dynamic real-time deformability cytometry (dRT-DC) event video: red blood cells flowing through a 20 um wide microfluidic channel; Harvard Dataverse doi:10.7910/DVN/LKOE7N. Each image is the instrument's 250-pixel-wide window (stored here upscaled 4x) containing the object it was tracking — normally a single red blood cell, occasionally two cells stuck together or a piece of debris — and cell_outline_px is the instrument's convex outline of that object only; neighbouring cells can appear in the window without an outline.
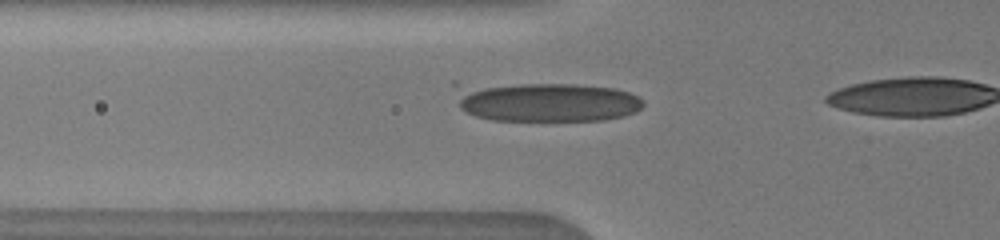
{"species": "human", "species_latin": "Homo sapiens", "temperature_condition": "warm", "stored_images_in_passage": 4, "camera_frame_rate_fps": 3000, "um_per_image_px": 0.085, "donor": {"sex": "male"}, "frame": {"image": 1, "passage_image": 2, "time_ms": 0.333, "image_size_px": [1000, 240], "cell_outline_px": [[644, 104], [636, 112], [624, 116], [604, 120], [492, 120], [476, 116], [460, 108], [460, 92], [484, 88], [520, 84], [576, 84], [616, 88], [628, 92], [636, 96]], "centroid_in_image_um": [46.7, 8.71], "position_along_channel_um": 79.1, "area_um2": 41.04}}